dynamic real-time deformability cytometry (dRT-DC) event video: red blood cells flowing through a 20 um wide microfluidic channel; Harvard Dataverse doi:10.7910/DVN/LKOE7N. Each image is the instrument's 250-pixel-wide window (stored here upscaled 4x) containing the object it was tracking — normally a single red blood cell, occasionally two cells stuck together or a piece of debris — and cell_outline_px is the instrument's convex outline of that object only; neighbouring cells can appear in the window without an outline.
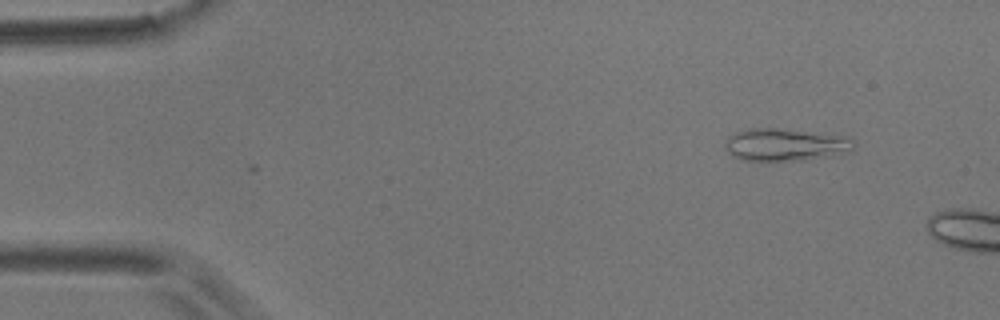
{"species": "common noctule bat (a hibernating species)", "species_latin": "Nyctalus noctula", "temperature_condition": "room temperature", "stored_images_in_passage": 12, "camera_frame_rate_fps": 3000, "um_per_image_px": 0.085, "animal": {"sex": "male", "body_mass_g": 17.9}, "frame": {"image": 1, "passage_image": 6, "time_ms": 1.667, "image_size_px": [1000, 320], "cell_outline_px": [[856, 144], [852, 152], [832, 156], [800, 160], [740, 160], [732, 156], [728, 152], [724, 144], [728, 136], [736, 132], [752, 128], [780, 128], [852, 136], [856, 140]], "centroid_in_image_um": [66.85, 12.29], "position_along_channel_um": 18.1, "area_um2": 24.91}}